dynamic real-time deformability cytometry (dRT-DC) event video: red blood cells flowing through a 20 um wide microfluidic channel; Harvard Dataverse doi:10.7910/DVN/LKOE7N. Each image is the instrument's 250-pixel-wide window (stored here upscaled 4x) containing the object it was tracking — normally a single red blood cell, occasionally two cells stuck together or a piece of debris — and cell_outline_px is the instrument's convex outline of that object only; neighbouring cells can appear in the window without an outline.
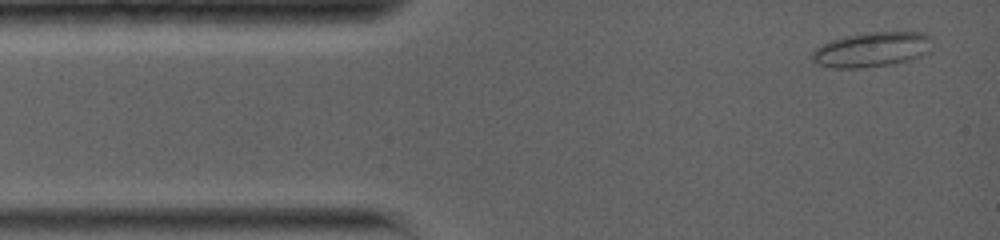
{"species": "common noctule bat (a hibernating species)", "species_latin": "Nyctalus noctula", "temperature_condition": "warm", "stored_images_in_passage": 34, "camera_frame_rate_fps": 5000, "um_per_image_px": 0.085, "animal": {"sex": "female", "body_mass_g": 19.0, "forearm_length_mm": 56.7}, "frame": {"image": 1, "passage_image": 1, "time_ms": 0.0, "image_size_px": [1000, 240], "cell_outline_px": [[932, 52], [912, 60], [892, 64], [864, 68], [832, 68], [816, 64], [812, 60], [812, 52], [816, 48], [832, 40], [844, 36], [868, 32], [924, 32], [932, 36]], "centroid_in_image_um": [74.18, 4.22], "position_along_channel_um": 10.8, "area_um2": 24.91}}
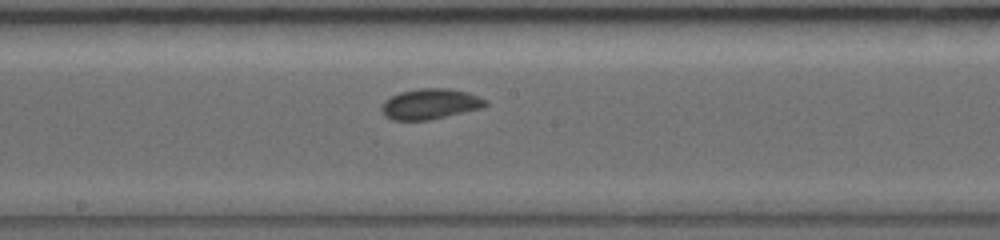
{"frame": {"image": 2, "passage_image": 16, "time_ms": 7.0, "image_size_px": [1000, 240], "cell_outline_px": [[488, 104], [484, 108], [432, 120], [392, 120], [384, 116], [380, 108], [384, 100], [400, 92], [420, 88], [452, 88], [468, 92], [488, 100]], "centroid_in_image_um": [36.6, 8.84], "position_along_channel_um": 211.6, "area_um2": 18.9}}
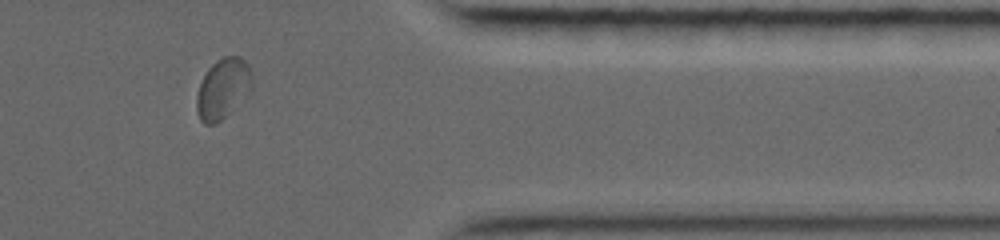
{"frame": {"image": 3, "passage_image": 30, "time_ms": 12.2, "image_size_px": [1000, 240], "cell_outline_px": [[252, 92], [216, 124], [204, 124], [200, 120], [196, 112], [196, 96], [200, 84], [208, 68], [216, 60], [224, 56], [240, 56], [248, 64], [252, 76]], "centroid_in_image_um": [18.96, 7.53], "position_along_channel_um": 392.4, "area_um2": 19.71}, "authors_computed_cell_mechanics": {"area_um2": 18.0914, "velocity_mm_per_s": 3.7443, "shape_relaxation_time_tau1_ms": 2.4762, "shape_relaxation_time_tau2_ms": 1.1374, "deformation_change_tau1": 0.0793, "deformation_change_tau2": 0.0458}}